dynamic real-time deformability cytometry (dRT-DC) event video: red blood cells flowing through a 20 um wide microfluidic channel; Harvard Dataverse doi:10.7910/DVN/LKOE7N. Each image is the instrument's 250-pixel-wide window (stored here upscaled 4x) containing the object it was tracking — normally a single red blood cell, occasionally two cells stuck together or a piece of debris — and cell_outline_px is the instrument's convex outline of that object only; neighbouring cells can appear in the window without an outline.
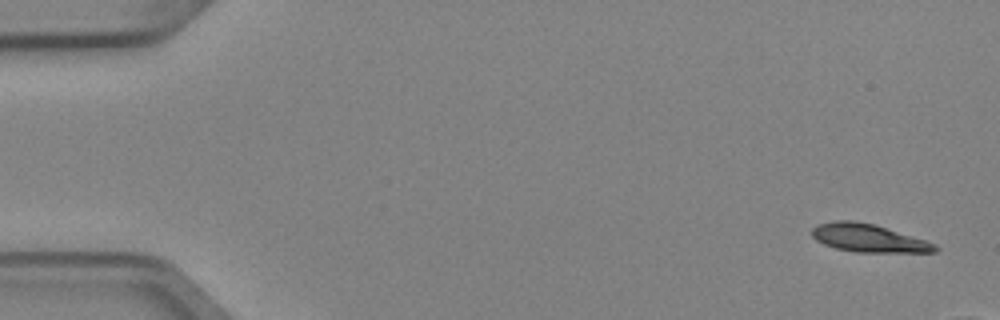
{"species": "Egyptian fruit bat (a non-hibernating species)", "species_latin": "Rousettus aegyptiacus", "temperature_condition": "cold", "stored_images_in_passage": 3, "camera_frame_rate_fps": 3000, "um_per_image_px": 0.085, "animal": {"sex": "female"}, "frame": {"image": 1, "passage_image": 1, "time_ms": 0.0, "image_size_px": [1000, 320], "cell_outline_px": [[940, 248], [936, 252], [856, 252], [836, 248], [824, 244], [816, 240], [812, 236], [812, 228], [816, 224], [836, 220], [852, 220], [872, 224], [924, 240], [936, 244]], "centroid_in_image_um": [73.78, 20.24], "position_along_channel_um": 11.2, "area_um2": 19.83}}